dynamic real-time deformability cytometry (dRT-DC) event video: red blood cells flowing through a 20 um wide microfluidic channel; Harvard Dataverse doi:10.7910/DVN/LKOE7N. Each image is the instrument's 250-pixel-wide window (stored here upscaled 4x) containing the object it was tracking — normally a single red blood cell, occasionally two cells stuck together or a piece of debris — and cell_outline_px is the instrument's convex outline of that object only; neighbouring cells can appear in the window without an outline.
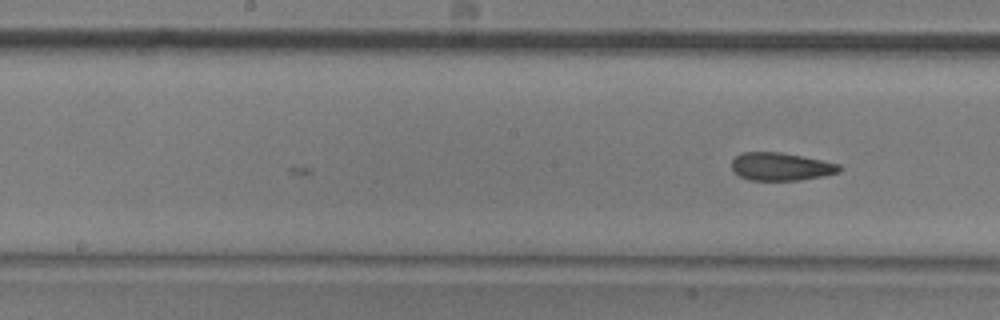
{"species": "common noctule bat (a hibernating species)", "species_latin": "Nyctalus noctula", "temperature_condition": "room temperature", "stored_images_in_passage": 13, "camera_frame_rate_fps": 3000, "um_per_image_px": 0.085, "animal": {"sex": "male", "body_mass_g": 20.5, "forearm_length_mm": 52.5}, "frame": {"image": 1, "passage_image": 13, "time_ms": 4.0, "image_size_px": [1000, 320], "cell_outline_px": [[840, 172], [800, 180], [748, 180], [740, 176], [732, 168], [732, 160], [736, 156], [744, 152], [780, 152], [840, 164]], "centroid_in_image_um": [66.35, 14.16], "position_along_channel_um": 181.8, "area_um2": 17.22}}